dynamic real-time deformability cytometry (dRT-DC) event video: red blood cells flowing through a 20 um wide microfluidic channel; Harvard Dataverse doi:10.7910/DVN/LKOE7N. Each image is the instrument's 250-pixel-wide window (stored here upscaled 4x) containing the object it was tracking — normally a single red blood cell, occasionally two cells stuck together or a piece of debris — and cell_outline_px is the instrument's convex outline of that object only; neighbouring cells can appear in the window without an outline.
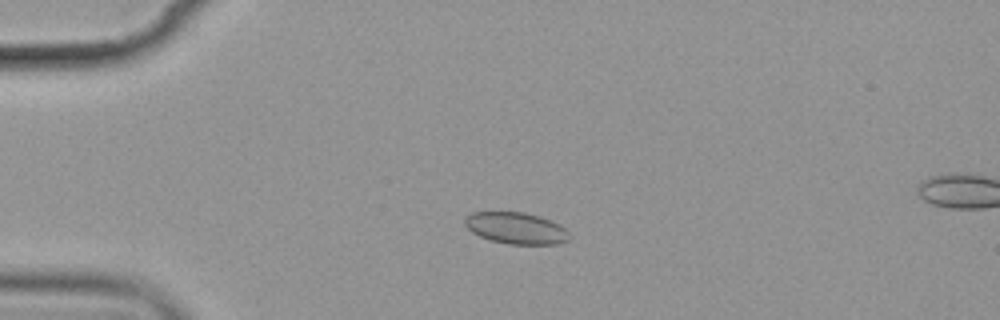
{"species": "common noctule bat (a hibernating species)", "species_latin": "Nyctalus noctula", "temperature_condition": "cold", "stored_images_in_passage": 6, "camera_frame_rate_fps": 3000, "um_per_image_px": 0.085, "animal": {"sex": "female", "body_mass_g": 19.9}, "frame": {"image": 1, "passage_image": 4, "time_ms": 3.333, "image_size_px": [1000, 320], "cell_outline_px": [[572, 236], [568, 240], [556, 244], [508, 244], [488, 240], [472, 232], [464, 224], [464, 220], [472, 212], [524, 212], [540, 216], [560, 224]], "centroid_in_image_um": [43.88, 19.39], "position_along_channel_um": 41.1, "area_um2": 19.31}}
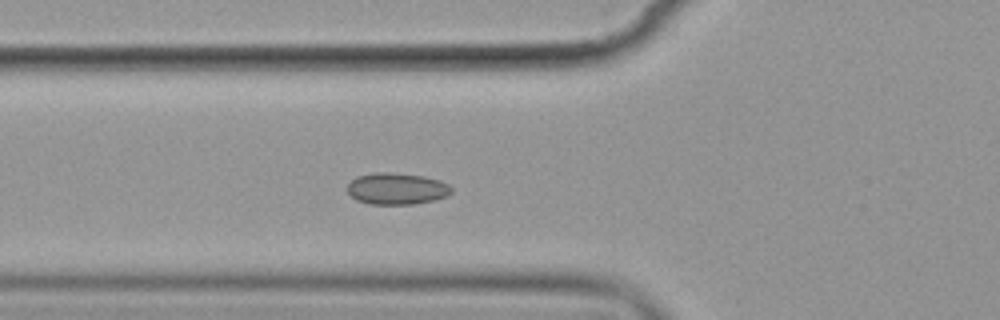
{"frame": {"image": 2, "passage_image": 6, "time_ms": 5.667, "image_size_px": [1000, 320], "cell_outline_px": [[452, 192], [444, 196], [432, 200], [412, 204], [368, 204], [356, 200], [348, 192], [348, 184], [356, 176], [376, 172], [392, 172], [424, 176], [440, 180], [448, 184], [452, 188]], "centroid_in_image_um": [33.7, 16.02], "position_along_channel_um": 92.1, "area_um2": 19.13}}